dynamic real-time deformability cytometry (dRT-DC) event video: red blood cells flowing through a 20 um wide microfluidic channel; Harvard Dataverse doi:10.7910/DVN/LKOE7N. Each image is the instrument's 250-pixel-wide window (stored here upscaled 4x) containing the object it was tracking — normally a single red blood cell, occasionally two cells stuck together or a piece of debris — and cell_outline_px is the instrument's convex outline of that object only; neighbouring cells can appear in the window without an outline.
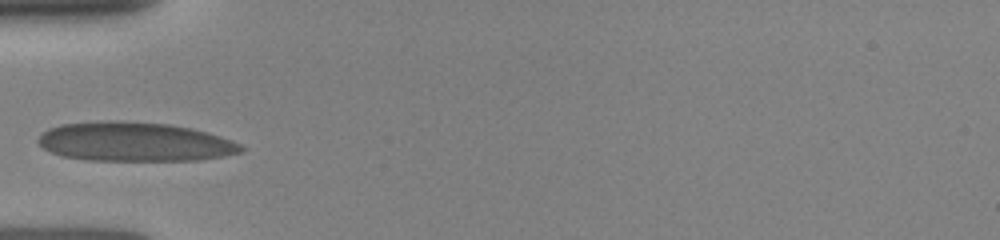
{"species": "human", "species_latin": "Homo sapiens", "temperature_condition": "room temperature", "stored_images_in_passage": 2, "camera_frame_rate_fps": 3000, "um_per_image_px": 0.085, "donor": {"sex": "female"}, "frame": {"image": 1, "passage_image": 1, "time_ms": 0.0, "image_size_px": [1000, 240], "cell_outline_px": [[244, 148], [240, 152], [224, 156], [196, 160], [88, 160], [60, 156], [44, 148], [36, 140], [48, 128], [60, 124], [100, 120], [120, 120], [168, 124], [192, 128], [208, 132], [232, 140], [240, 144]], "centroid_in_image_um": [11.42, 12.04], "position_along_channel_um": 73.6, "area_um2": 46.47}}